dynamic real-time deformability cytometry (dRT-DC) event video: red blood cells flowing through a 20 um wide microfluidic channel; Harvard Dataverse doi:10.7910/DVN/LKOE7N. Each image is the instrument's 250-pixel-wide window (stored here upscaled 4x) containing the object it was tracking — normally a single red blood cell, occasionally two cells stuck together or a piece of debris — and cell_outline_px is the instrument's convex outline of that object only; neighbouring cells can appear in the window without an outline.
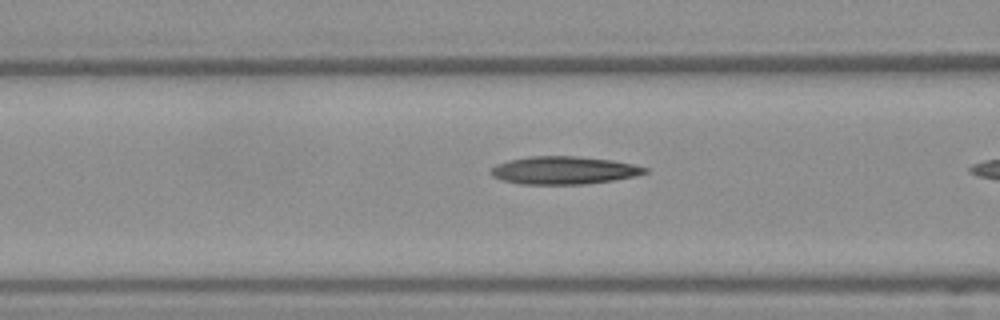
{"species": "Egyptian fruit bat (a non-hibernating species)", "species_latin": "Rousettus aegyptiacus", "temperature_condition": "warm", "stored_images_in_passage": 7, "camera_frame_rate_fps": 3000, "um_per_image_px": 0.085, "frame": {"image": 1, "passage_image": 6, "time_ms": 1.667, "image_size_px": [1000, 320], "cell_outline_px": [[648, 172], [632, 176], [612, 180], [584, 184], [520, 184], [500, 180], [492, 176], [488, 172], [496, 164], [508, 160], [528, 156], [576, 156], [612, 160], [632, 164], [648, 168]], "centroid_in_image_um": [47.85, 14.47], "position_along_channel_um": 118.7, "area_um2": 24.97}}